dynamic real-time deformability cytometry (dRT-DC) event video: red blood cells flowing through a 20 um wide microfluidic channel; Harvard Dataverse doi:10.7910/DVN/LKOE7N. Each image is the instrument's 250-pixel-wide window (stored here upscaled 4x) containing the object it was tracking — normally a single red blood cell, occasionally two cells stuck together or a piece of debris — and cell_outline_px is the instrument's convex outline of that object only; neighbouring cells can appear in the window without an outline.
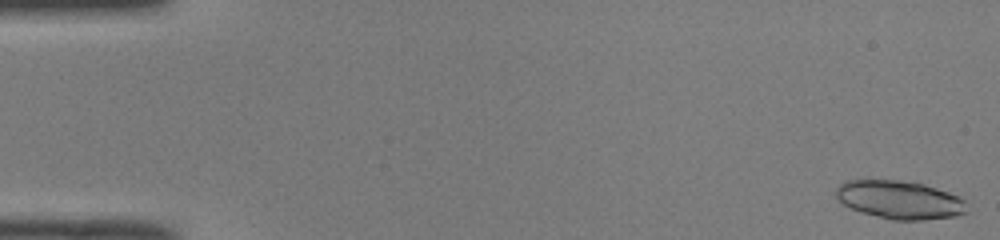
{"species": "common noctule bat (a hibernating species)", "species_latin": "Nyctalus noctula", "temperature_condition": "room temperature", "stored_images_in_passage": 50, "camera_frame_rate_fps": 3000, "um_per_image_px": 0.085, "animal": {"sex": "male", "body_mass_g": 19.0, "forearm_length_mm": 50.8}, "frame": {"image": 1, "passage_image": 1, "time_ms": 0.0, "image_size_px": [1000, 240], "cell_outline_px": [[968, 212], [956, 216], [924, 220], [892, 220], [864, 212], [852, 208], [844, 204], [836, 196], [836, 188], [844, 180], [896, 180], [924, 184], [948, 192], [964, 200]], "centroid_in_image_um": [76.48, 16.98], "position_along_channel_um": 8.5, "area_um2": 28.9}}
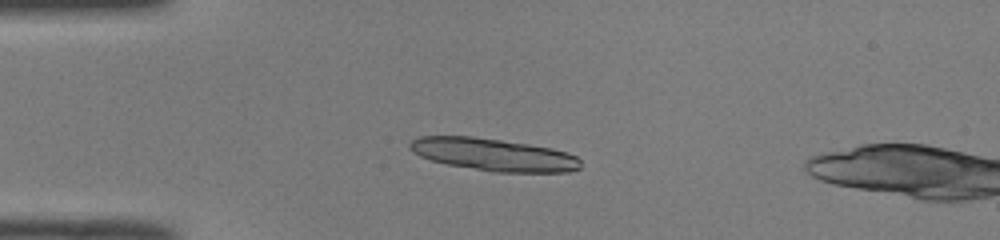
{"frame": {"image": 2, "passage_image": 13, "time_ms": 4.0, "image_size_px": [1000, 240], "cell_outline_px": [[580, 168], [568, 172], [496, 172], [448, 164], [432, 160], [420, 156], [412, 152], [408, 148], [408, 144], [412, 140], [420, 136], [472, 136], [528, 144], [552, 148], [568, 152], [576, 156], [580, 160]], "centroid_in_image_um": [41.95, 13.14], "position_along_channel_um": 43.1, "area_um2": 32.19}, "authors_computed_cell_mechanics": {"area_um2": 28.0908, "velocity_mm_per_s": 4.0121, "shape_relaxation_time_tau1_ms": 2.2851, "shape_relaxation_time_tau2_ms": null, "deformation_change_tau1": 0.3075, "deformation_change_tau2": null}}